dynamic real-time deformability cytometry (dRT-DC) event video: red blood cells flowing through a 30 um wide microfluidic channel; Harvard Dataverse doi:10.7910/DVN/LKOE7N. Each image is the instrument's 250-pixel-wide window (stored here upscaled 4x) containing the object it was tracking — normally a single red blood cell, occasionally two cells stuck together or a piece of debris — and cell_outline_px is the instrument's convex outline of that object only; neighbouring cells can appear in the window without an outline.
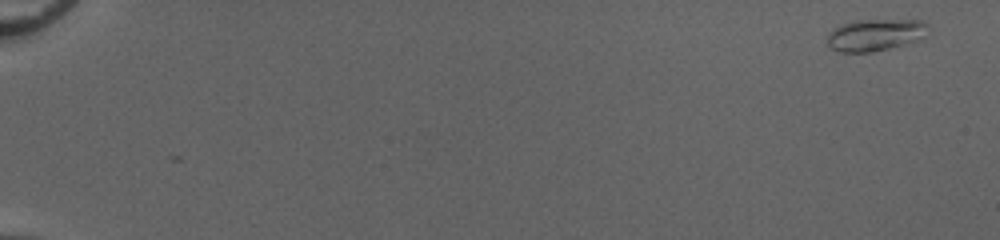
{"species": "common noctule bat (a hibernating species)", "species_latin": "Nyctalus noctula", "temperature_condition": "cold", "stored_images_in_passage": 2, "camera_frame_rate_fps": 3000, "um_per_image_px": 0.085, "animal": {"sex": "female", "body_mass_g": 20.0, "forearm_length_mm": 54.0}, "frame": {"image": 1, "passage_image": 1, "time_ms": 0.0, "image_size_px": [1000, 240], "cell_outline_px": [[928, 24], [924, 36], [920, 40], [872, 52], [840, 52], [832, 48], [828, 44], [828, 32], [840, 24], [856, 20], [924, 20]], "centroid_in_image_um": [74.39, 2.95], "position_along_channel_um": 10.6, "area_um2": 18.73}}